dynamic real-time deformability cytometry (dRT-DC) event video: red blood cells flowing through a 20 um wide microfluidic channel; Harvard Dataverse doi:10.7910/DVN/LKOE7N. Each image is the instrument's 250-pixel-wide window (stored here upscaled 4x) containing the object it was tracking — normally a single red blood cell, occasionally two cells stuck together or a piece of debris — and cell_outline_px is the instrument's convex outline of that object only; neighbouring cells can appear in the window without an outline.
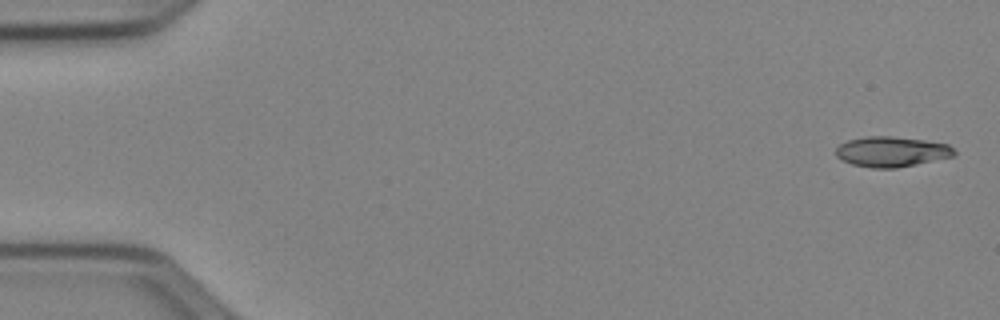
{"species": "Egyptian fruit bat (a non-hibernating species)", "species_latin": "Rousettus aegyptiacus", "temperature_condition": "cold", "stored_images_in_passage": 52, "camera_frame_rate_fps": 3000, "um_per_image_px": 0.085, "animal": {"sex": "female"}, "frame": {"image": 1, "passage_image": 2, "time_ms": 0.333, "image_size_px": [1000, 320], "cell_outline_px": [[956, 156], [896, 168], [872, 168], [852, 164], [840, 160], [836, 156], [836, 148], [840, 144], [848, 140], [864, 136], [892, 136], [924, 140], [948, 144], [956, 152]], "centroid_in_image_um": [75.77, 12.89], "position_along_channel_um": 9.2, "area_um2": 20.98}}
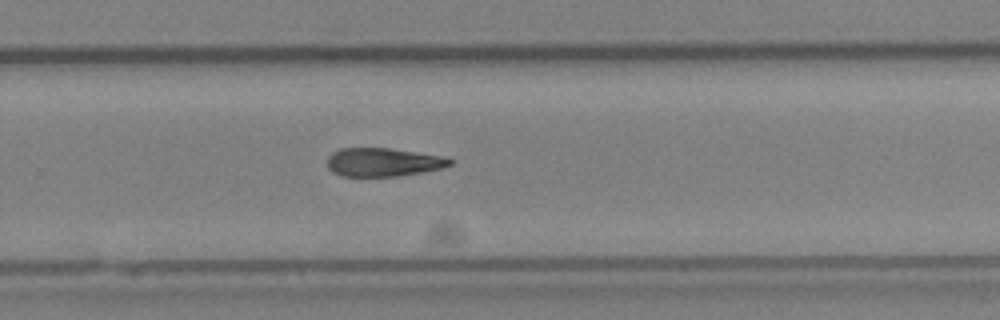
{"frame": {"image": 2, "passage_image": 35, "time_ms": 11.333, "image_size_px": [1000, 320], "cell_outline_px": [[456, 160], [452, 164], [440, 168], [420, 172], [396, 176], [344, 176], [332, 172], [328, 168], [328, 156], [332, 152], [340, 148], [388, 148], [448, 156]], "centroid_in_image_um": [32.6, 13.77], "position_along_channel_um": 297.2, "area_um2": 20.46}}
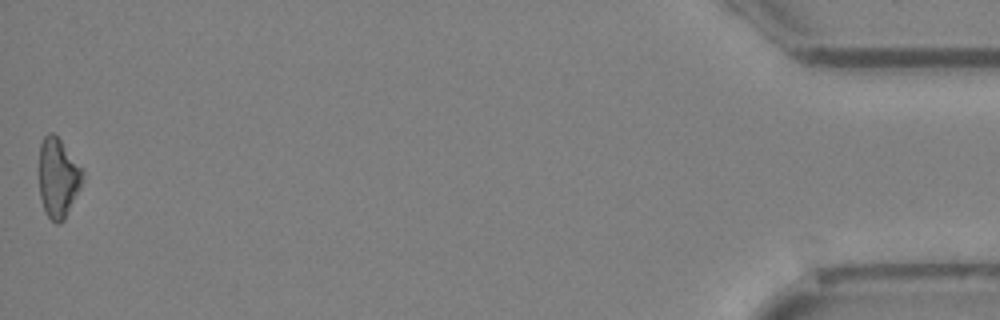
{"frame": {"image": 3, "passage_image": 52, "time_ms": 17.0, "image_size_px": [1000, 320], "cell_outline_px": [[84, 172], [80, 188], [64, 220], [60, 224], [56, 224], [44, 212], [40, 196], [40, 144], [44, 136], [48, 132], [52, 132], [60, 140]], "centroid_in_image_um": [4.92, 15.14], "position_along_channel_um": 430.3, "area_um2": 19.83}}